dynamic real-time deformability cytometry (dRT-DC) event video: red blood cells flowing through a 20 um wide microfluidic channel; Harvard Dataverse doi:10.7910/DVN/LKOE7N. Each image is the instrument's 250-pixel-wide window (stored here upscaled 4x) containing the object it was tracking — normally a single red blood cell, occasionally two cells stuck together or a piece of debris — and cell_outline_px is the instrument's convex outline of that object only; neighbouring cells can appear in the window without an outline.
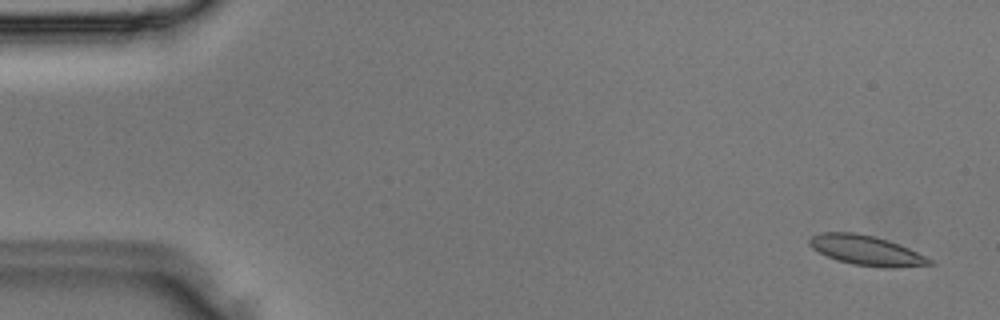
{"species": "Egyptian fruit bat (a non-hibernating species)", "species_latin": "Rousettus aegyptiacus", "temperature_condition": "room temperature", "stored_images_in_passage": 4, "camera_frame_rate_fps": 3000, "um_per_image_px": 0.085, "animal": {"sex": "male"}, "frame": {"image": 1, "passage_image": 1, "time_ms": 0.0, "image_size_px": [1000, 320], "cell_outline_px": [[936, 264], [892, 268], [884, 268], [852, 264], [836, 260], [812, 248], [808, 244], [808, 240], [812, 236], [820, 232], [856, 232], [876, 236], [900, 244], [936, 260]], "centroid_in_image_um": [73.7, 21.28], "position_along_channel_um": 11.3, "area_um2": 21.27}}